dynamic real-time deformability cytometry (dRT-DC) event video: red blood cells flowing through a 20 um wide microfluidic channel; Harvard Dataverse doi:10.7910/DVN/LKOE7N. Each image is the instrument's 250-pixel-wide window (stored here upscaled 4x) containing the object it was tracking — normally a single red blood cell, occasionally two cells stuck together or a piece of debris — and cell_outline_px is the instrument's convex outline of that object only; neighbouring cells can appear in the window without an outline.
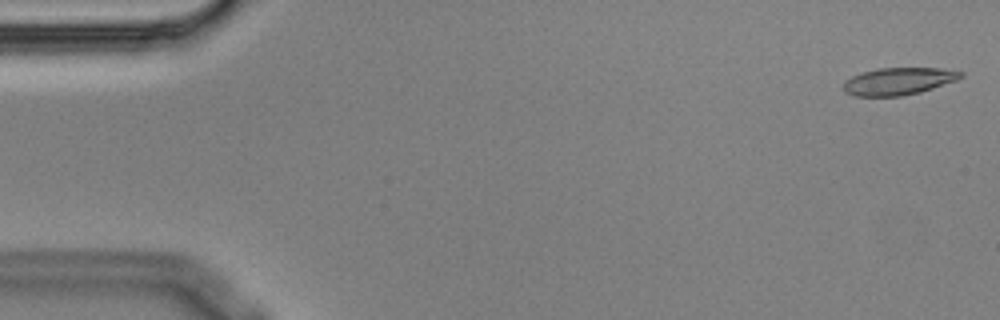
{"species": "Egyptian fruit bat (a non-hibernating species)", "species_latin": "Rousettus aegyptiacus", "temperature_condition": "cold", "stored_images_in_passage": 5, "camera_frame_rate_fps": 3000, "um_per_image_px": 0.085, "animal": {"sex": "male"}, "frame": {"image": 1, "passage_image": 1, "time_ms": 0.0, "image_size_px": [1000, 320], "cell_outline_px": [[964, 76], [956, 80], [920, 92], [900, 96], [856, 96], [844, 92], [840, 88], [844, 80], [852, 76], [876, 68], [940, 68], [964, 72]], "centroid_in_image_um": [76.32, 6.9], "position_along_channel_um": 8.7, "area_um2": 18.73}}
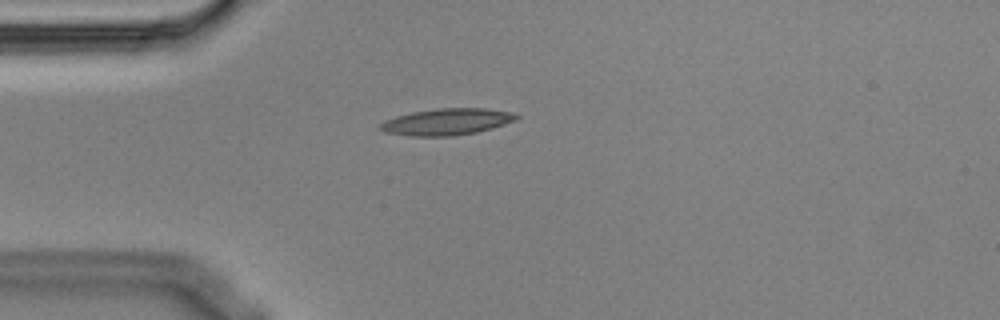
{"frame": {"image": 2, "passage_image": 5, "time_ms": 1.333, "image_size_px": [1000, 320], "cell_outline_px": [[520, 116], [516, 120], [492, 128], [476, 132], [452, 136], [412, 136], [384, 132], [380, 128], [380, 124], [384, 120], [396, 116], [412, 112], [436, 108], [484, 108], [512, 112]], "centroid_in_image_um": [37.98, 10.34], "position_along_channel_um": 47.0, "area_um2": 21.04}}